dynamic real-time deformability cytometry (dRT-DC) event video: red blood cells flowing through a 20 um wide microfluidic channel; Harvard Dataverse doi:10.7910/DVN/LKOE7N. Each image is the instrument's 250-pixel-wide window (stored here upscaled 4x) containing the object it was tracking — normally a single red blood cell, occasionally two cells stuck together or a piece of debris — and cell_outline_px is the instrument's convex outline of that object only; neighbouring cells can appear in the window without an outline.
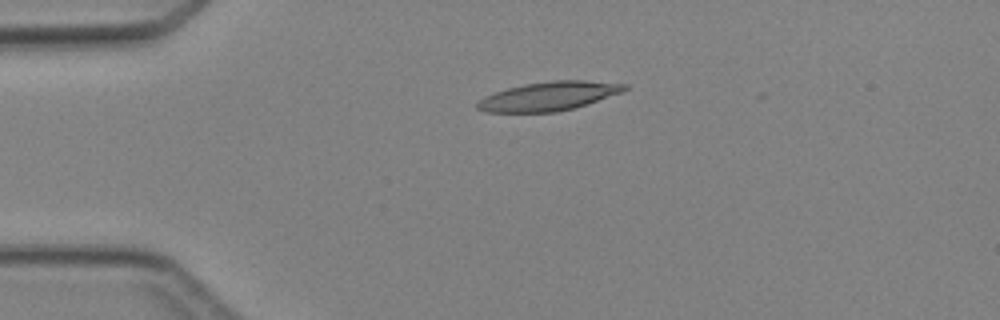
{"species": "Egyptian fruit bat (a non-hibernating species)", "species_latin": "Rousettus aegyptiacus", "temperature_condition": "cold", "stored_images_in_passage": 2, "camera_frame_rate_fps": 3000, "um_per_image_px": 0.085, "animal": {"sex": "female"}, "frame": {"image": 1, "passage_image": 1, "time_ms": 0.0, "image_size_px": [1000, 320], "cell_outline_px": [[628, 88], [620, 92], [572, 108], [556, 112], [484, 112], [476, 108], [476, 104], [484, 96], [508, 88], [524, 84], [552, 80], [588, 80], [628, 84]], "centroid_in_image_um": [46.6, 8.16], "position_along_channel_um": 38.4, "area_um2": 24.45}}